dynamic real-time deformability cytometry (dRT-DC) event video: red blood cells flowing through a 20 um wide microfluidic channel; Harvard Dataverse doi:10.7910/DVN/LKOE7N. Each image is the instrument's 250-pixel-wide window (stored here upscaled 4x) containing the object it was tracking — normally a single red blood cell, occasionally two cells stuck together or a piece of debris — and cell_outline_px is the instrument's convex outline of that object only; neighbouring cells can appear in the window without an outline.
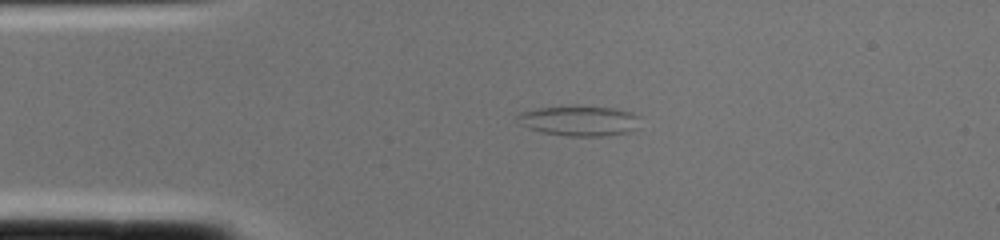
{"species": "common noctule bat (a hibernating species)", "species_latin": "Nyctalus noctula", "temperature_condition": "cold", "stored_images_in_passage": 2, "segment_of_instrument_passage": [1, 2], "camera_frame_rate_fps": 3000, "um_per_image_px": 0.085, "animal": {"sex": "female", "body_mass_g": 22.0, "forearm_length_mm": 56.7}, "frame": {"image": 1, "passage_image": 1, "time_ms": 0.0, "image_size_px": [1000, 240], "cell_outline_px": [[640, 116], [636, 128], [628, 132], [604, 136], [568, 136], [544, 132], [528, 128], [520, 124], [516, 116], [520, 112], [540, 108], [576, 104], [612, 108], [632, 112]], "centroid_in_image_um": [49.24, 10.24], "position_along_channel_um": 35.8, "area_um2": 21.85}}